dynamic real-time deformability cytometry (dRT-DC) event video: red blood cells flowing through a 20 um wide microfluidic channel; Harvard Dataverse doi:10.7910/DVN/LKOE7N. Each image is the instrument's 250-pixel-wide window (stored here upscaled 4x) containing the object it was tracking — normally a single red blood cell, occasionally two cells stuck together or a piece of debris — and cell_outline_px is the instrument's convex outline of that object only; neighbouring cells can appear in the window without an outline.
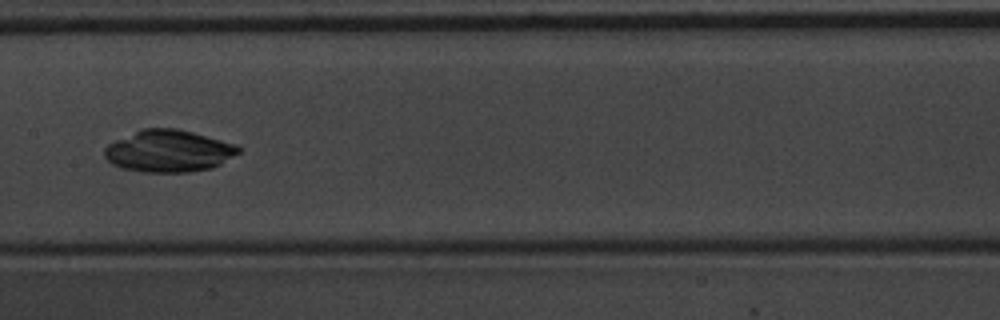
{"species": "common noctule bat (a hibernating species)", "species_latin": "Nyctalus noctula", "temperature_condition": "warm", "stored_images_in_passage": 8, "camera_frame_rate_fps": 3000, "um_per_image_px": 0.085, "animal": {"sex": "male", "body_mass_g": 20.1, "forearm_length_mm": 53.5}, "frame": {"image": 1, "passage_image": 8, "time_ms": 2.333, "image_size_px": [1000, 320], "cell_outline_px": [[240, 152], [220, 164], [212, 168], [188, 172], [140, 172], [120, 168], [112, 164], [104, 156], [104, 148], [108, 144], [140, 128], [176, 128], [192, 132], [236, 144], [240, 148]], "centroid_in_image_um": [14.31, 12.84], "position_along_channel_um": 193.1, "area_um2": 32.89}}